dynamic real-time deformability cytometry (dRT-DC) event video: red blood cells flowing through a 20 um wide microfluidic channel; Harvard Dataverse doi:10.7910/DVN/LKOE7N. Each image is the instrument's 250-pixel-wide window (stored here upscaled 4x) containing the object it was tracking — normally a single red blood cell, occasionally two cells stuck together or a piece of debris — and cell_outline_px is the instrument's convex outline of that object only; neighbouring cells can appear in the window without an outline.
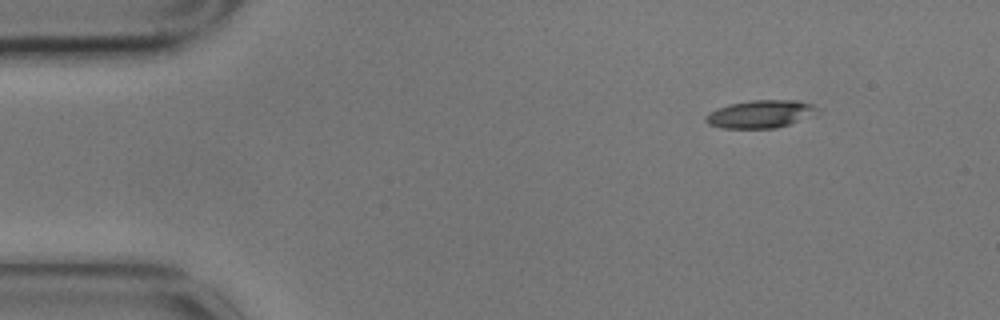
{"species": "common noctule bat (a hibernating species)", "species_latin": "Nyctalus noctula", "temperature_condition": "cold", "stored_images_in_passage": 5, "camera_frame_rate_fps": 3000, "um_per_image_px": 0.085, "animal": {"sex": "male", "body_mass_g": 17.9}, "frame": {"image": 1, "passage_image": 1, "time_ms": 0.0, "image_size_px": [1000, 320], "cell_outline_px": [[816, 116], [776, 128], [720, 128], [708, 124], [704, 120], [704, 116], [708, 112], [716, 108], [728, 104], [752, 100], [800, 100], [812, 104], [816, 108]], "centroid_in_image_um": [64.62, 9.69], "position_along_channel_um": 20.4, "area_um2": 18.38}}
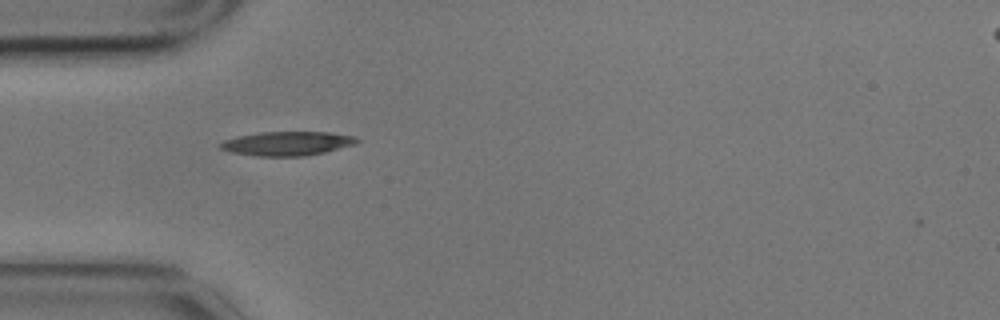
{"frame": {"image": 2, "passage_image": 4, "time_ms": 1.0, "image_size_px": [1000, 320], "cell_outline_px": [[360, 140], [356, 144], [324, 152], [304, 156], [256, 156], [232, 152], [220, 148], [216, 144], [224, 140], [236, 136], [260, 132], [328, 132], [356, 136]], "centroid_in_image_um": [24.4, 12.19], "position_along_channel_um": 60.6, "area_um2": 19.25}}